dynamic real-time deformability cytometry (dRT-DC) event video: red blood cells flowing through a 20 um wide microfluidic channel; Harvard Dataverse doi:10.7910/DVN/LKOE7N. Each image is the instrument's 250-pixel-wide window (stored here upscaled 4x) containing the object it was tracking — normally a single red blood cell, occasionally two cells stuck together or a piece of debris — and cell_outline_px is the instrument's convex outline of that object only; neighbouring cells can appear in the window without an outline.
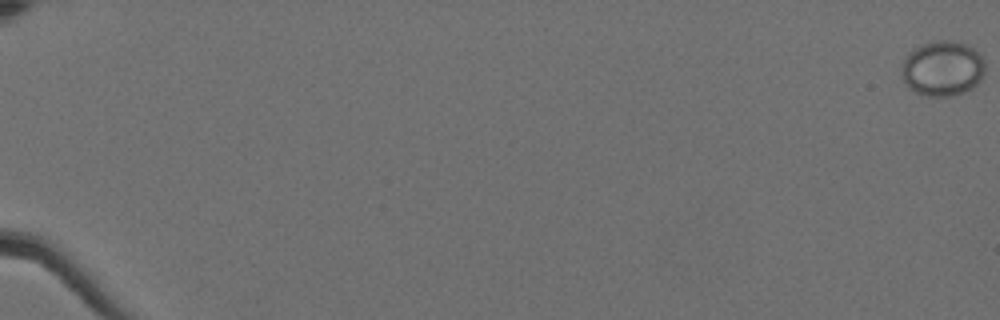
{"species": "Egyptian fruit bat (a non-hibernating species)", "species_latin": "Rousettus aegyptiacus", "temperature_condition": "cold", "stored_images_in_passage": 59, "camera_frame_rate_fps": 3000, "um_per_image_px": 0.085, "animal": {"sex": "female"}, "frame": {"image": 1, "passage_image": 1, "time_ms": 0.0, "image_size_px": [1000, 320], "cell_outline_px": [[984, 72], [980, 80], [972, 88], [964, 92], [952, 96], [924, 96], [908, 88], [904, 84], [904, 60], [912, 48], [928, 40], [952, 40], [968, 44], [980, 52], [984, 60]], "centroid_in_image_um": [80.14, 5.79], "position_along_channel_um": 4.9, "area_um2": 27.17}}
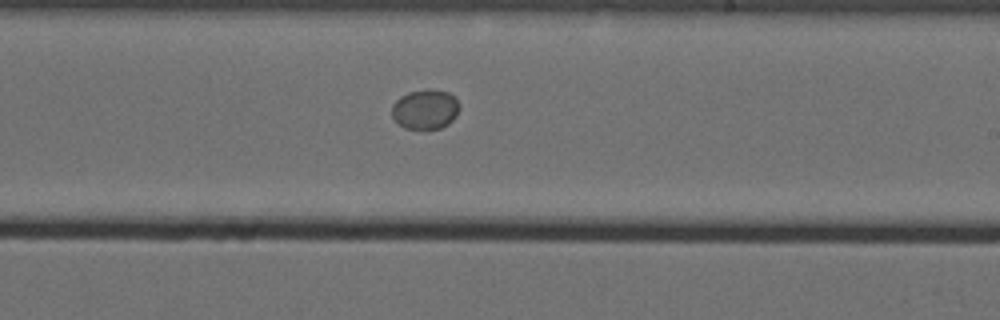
{"frame": {"image": 2, "passage_image": 40, "time_ms": 13.0, "image_size_px": [1000, 320], "cell_outline_px": [[460, 108], [456, 116], [448, 124], [440, 128], [424, 132], [404, 128], [392, 116], [392, 104], [400, 96], [408, 92], [428, 88], [448, 92], [456, 96], [460, 104]], "centroid_in_image_um": [36.17, 9.31], "position_along_channel_um": 252.8, "area_um2": 16.3}}
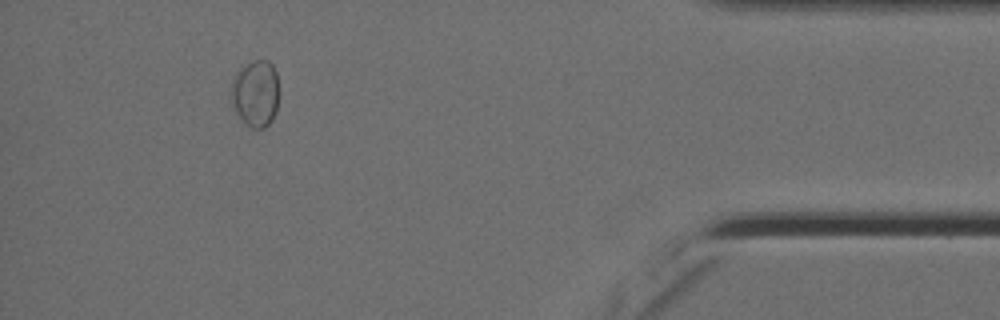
{"frame": {"image": 3, "passage_image": 57, "time_ms": 18.667, "image_size_px": [1000, 320], "cell_outline_px": [[280, 92], [276, 112], [272, 120], [264, 128], [252, 128], [232, 108], [232, 80], [236, 72], [240, 68], [252, 60], [268, 60], [272, 64], [276, 72]], "centroid_in_image_um": [21.76, 7.91], "position_along_channel_um": 413.4, "area_um2": 18.79}}